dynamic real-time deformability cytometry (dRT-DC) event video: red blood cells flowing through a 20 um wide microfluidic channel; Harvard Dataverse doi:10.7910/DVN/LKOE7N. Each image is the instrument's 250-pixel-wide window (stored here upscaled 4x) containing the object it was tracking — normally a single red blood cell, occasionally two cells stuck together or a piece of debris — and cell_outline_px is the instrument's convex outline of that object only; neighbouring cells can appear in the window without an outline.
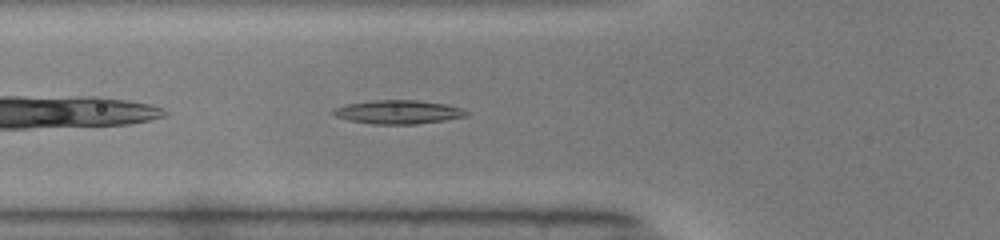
{"species": "common noctule bat (a hibernating species)", "species_latin": "Nyctalus noctula", "temperature_condition": "warm", "stored_images_in_passage": 29, "camera_frame_rate_fps": 3000, "um_per_image_px": 0.085, "animal": {"sex": "male", "body_mass_g": 19.0, "forearm_length_mm": 50.8}, "frame": {"image": 1, "passage_image": 4, "time_ms": 1.0, "image_size_px": [1000, 240], "cell_outline_px": [[468, 116], [444, 120], [416, 124], [372, 124], [348, 120], [336, 116], [332, 112], [336, 108], [348, 104], [376, 100], [416, 100], [444, 104], [460, 108], [468, 112]], "centroid_in_image_um": [33.86, 9.53], "position_along_channel_um": 91.9, "area_um2": 18.09}}
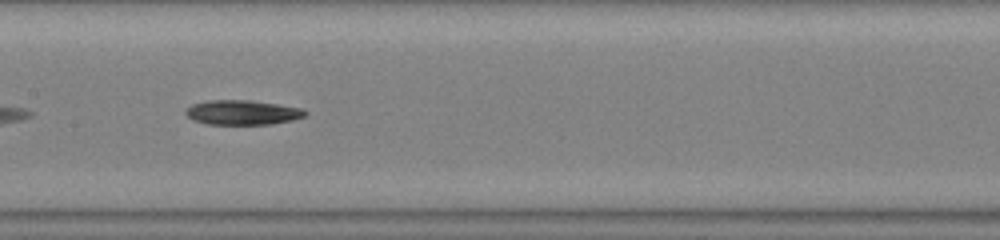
{"frame": {"image": 2, "passage_image": 11, "time_ms": 3.333, "image_size_px": [1000, 240], "cell_outline_px": [[308, 112], [304, 116], [292, 120], [268, 124], [208, 124], [192, 120], [184, 112], [192, 104], [208, 100], [248, 100], [276, 104], [300, 108]], "centroid_in_image_um": [20.57, 9.56], "position_along_channel_um": 186.8, "area_um2": 16.94}}
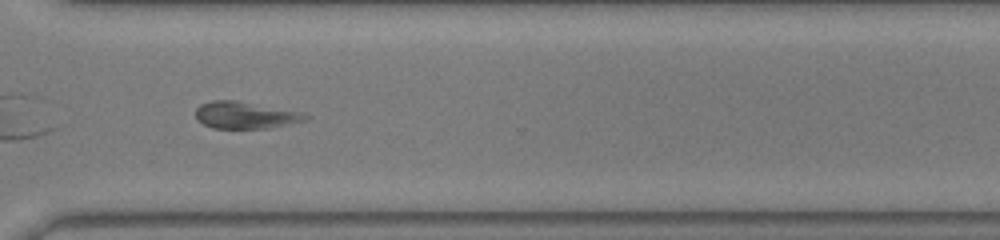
{"frame": {"image": 3, "passage_image": 23, "time_ms": 7.333, "image_size_px": [1000, 240], "cell_outline_px": [[308, 120], [268, 128], [212, 128], [204, 124], [196, 116], [196, 108], [200, 104], [212, 100], [236, 100], [300, 112], [308, 116]], "centroid_in_image_um": [20.83, 9.78], "position_along_channel_um": 349.8, "area_um2": 16.99}}